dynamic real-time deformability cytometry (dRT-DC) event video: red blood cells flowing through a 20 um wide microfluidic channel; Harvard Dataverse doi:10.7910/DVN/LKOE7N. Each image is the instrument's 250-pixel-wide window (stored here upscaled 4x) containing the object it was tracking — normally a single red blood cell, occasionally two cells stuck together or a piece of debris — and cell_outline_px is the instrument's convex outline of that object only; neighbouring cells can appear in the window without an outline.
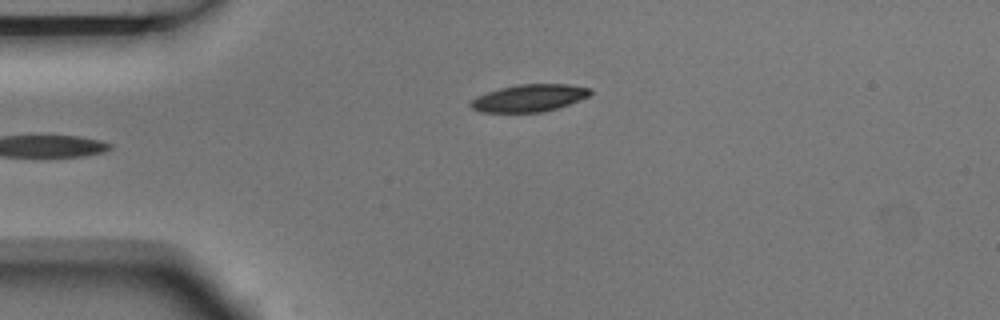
{"species": "Egyptian fruit bat (a non-hibernating species)", "species_latin": "Rousettus aegyptiacus", "temperature_condition": "room temperature", "stored_images_in_passage": 4, "camera_frame_rate_fps": 3000, "um_per_image_px": 0.085, "animal": {"sex": "male"}, "frame": {"image": 1, "passage_image": 1, "time_ms": 0.0, "image_size_px": [1000, 320], "cell_outline_px": [[592, 92], [588, 96], [568, 104], [556, 108], [540, 112], [480, 112], [472, 108], [468, 104], [476, 96], [500, 88], [520, 84], [568, 84], [592, 88]], "centroid_in_image_um": [44.97, 8.32], "position_along_channel_um": 40.0, "area_um2": 18.84}}
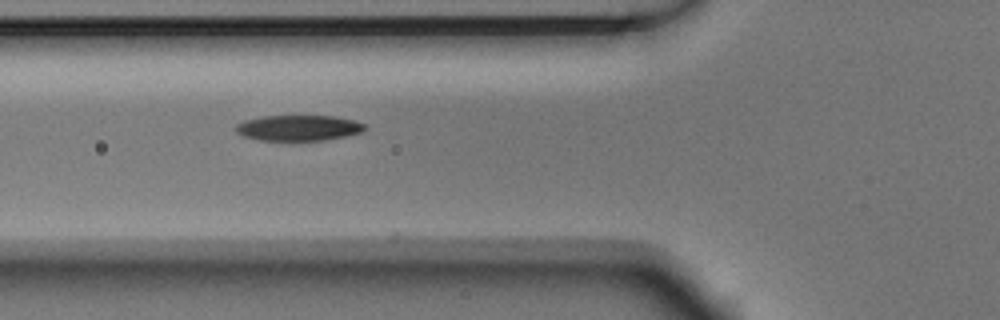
{"frame": {"image": 2, "passage_image": 3, "time_ms": 0.667, "image_size_px": [1000, 320], "cell_outline_px": [[368, 128], [364, 132], [324, 140], [292, 144], [256, 140], [244, 136], [236, 132], [236, 124], [244, 120], [264, 116], [336, 116], [352, 120], [364, 124]], "centroid_in_image_um": [25.35, 10.92], "position_along_channel_um": 100.5, "area_um2": 20.23}}